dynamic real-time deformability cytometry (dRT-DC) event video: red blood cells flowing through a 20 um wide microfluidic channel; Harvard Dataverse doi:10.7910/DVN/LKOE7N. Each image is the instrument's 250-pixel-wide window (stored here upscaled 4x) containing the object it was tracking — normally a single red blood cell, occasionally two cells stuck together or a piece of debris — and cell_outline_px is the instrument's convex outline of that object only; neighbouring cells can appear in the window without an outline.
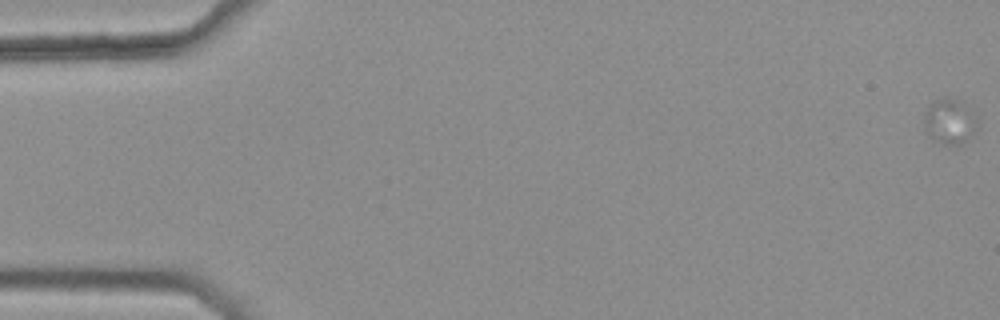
{"species": "common noctule bat (a hibernating species)", "species_latin": "Nyctalus noctula", "temperature_condition": "warm", "stored_images_in_passage": 22, "camera_frame_rate_fps": 3000, "um_per_image_px": 0.085, "animal": {"sex": "female", "body_mass_g": 25.1}, "frame": {"image": 1, "passage_image": 1, "time_ms": 0.0, "image_size_px": [1000, 320], "cell_outline_px": [[976, 128], [964, 144], [944, 144], [936, 140], [924, 132], [924, 116], [928, 108], [940, 100], [960, 100], [976, 120]], "centroid_in_image_um": [80.69, 10.39], "position_along_channel_um": 4.3, "area_um2": 13.18}}
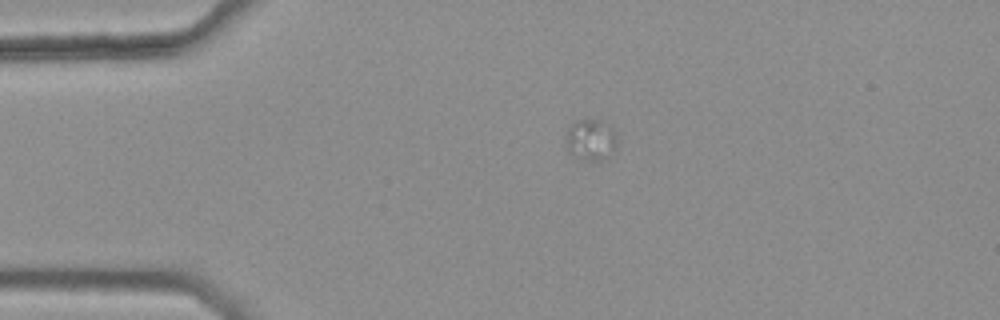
{"frame": {"image": 2, "passage_image": 13, "time_ms": 4.0, "image_size_px": [1000, 320], "cell_outline_px": [[616, 148], [604, 160], [588, 160], [572, 156], [564, 148], [564, 136], [568, 128], [572, 124], [580, 120], [596, 120], [612, 128], [616, 132]], "centroid_in_image_um": [50.16, 11.92], "position_along_channel_um": 34.8, "area_um2": 12.43}}